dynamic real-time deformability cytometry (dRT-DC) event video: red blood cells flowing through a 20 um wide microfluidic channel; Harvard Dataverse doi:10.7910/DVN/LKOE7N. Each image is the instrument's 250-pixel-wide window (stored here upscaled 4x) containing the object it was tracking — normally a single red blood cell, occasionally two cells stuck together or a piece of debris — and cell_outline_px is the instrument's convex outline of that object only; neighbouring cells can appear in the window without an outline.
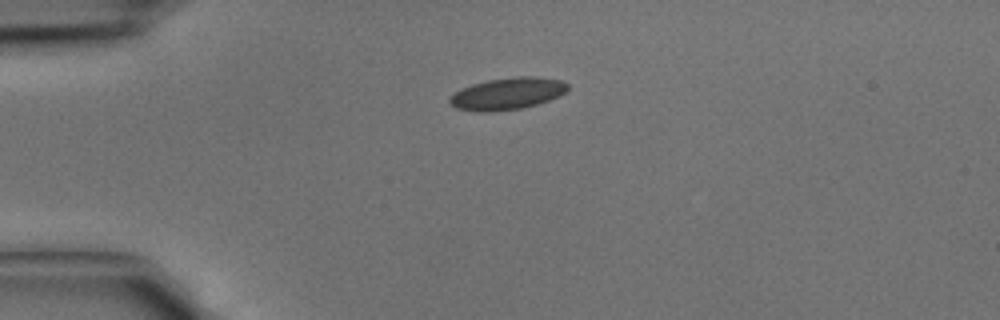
{"species": "common noctule bat (a hibernating species)", "species_latin": "Nyctalus noctula", "temperature_condition": "cold", "stored_images_in_passage": 33, "camera_frame_rate_fps": 3000, "um_per_image_px": 0.085, "animal": {"sex": "male", "body_mass_g": 15.6}, "frame": {"image": 1, "passage_image": 1, "time_ms": 0.0, "image_size_px": [1000, 320], "cell_outline_px": [[568, 88], [560, 96], [536, 104], [520, 108], [488, 112], [476, 112], [456, 108], [448, 104], [448, 96], [460, 88], [472, 84], [488, 80], [520, 76], [536, 76], [564, 80], [568, 84]], "centroid_in_image_um": [43.08, 7.95], "position_along_channel_um": 41.9, "area_um2": 22.2}}
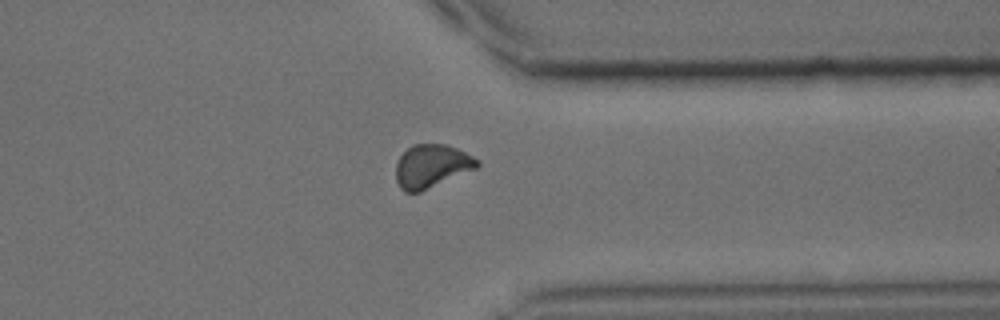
{"frame": {"image": 2, "passage_image": 24, "time_ms": 7.667, "image_size_px": [1000, 320], "cell_outline_px": [[480, 164], [476, 168], [420, 192], [404, 192], [400, 188], [396, 180], [396, 160], [412, 144], [448, 144], [480, 160]], "centroid_in_image_um": [36.66, 14.11], "position_along_channel_um": 374.7, "area_um2": 20.46}}
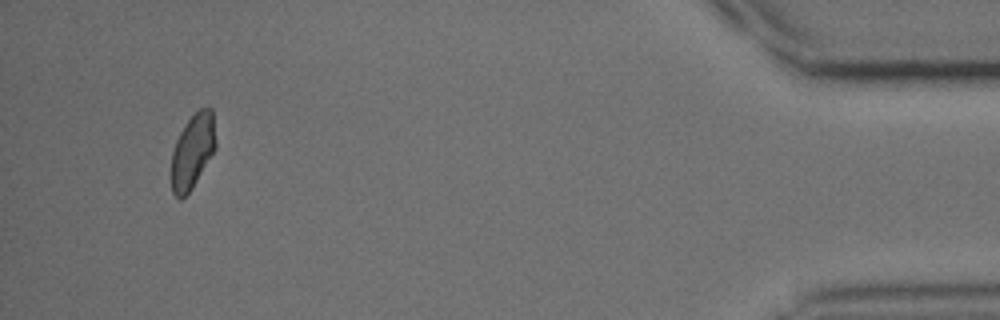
{"frame": {"image": 3, "passage_image": 31, "time_ms": 10.0, "image_size_px": [1000, 320], "cell_outline_px": [[216, 148], [192, 188], [180, 200], [172, 192], [172, 152], [176, 140], [184, 124], [200, 108], [208, 104], [212, 108], [216, 140]], "centroid_in_image_um": [16.39, 12.8], "position_along_channel_um": 418.8, "area_um2": 19.25}}